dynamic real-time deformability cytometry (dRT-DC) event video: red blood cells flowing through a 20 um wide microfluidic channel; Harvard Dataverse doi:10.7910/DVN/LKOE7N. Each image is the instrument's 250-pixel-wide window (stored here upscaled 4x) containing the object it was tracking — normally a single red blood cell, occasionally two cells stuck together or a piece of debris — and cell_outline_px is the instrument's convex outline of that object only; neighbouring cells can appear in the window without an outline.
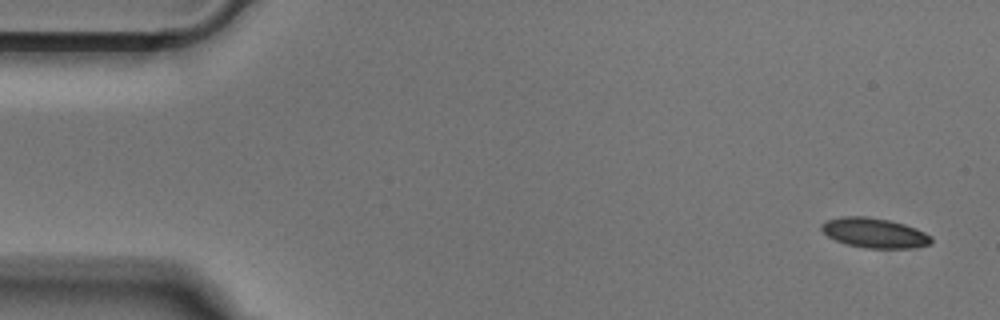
{"species": "Egyptian fruit bat (a non-hibernating species)", "species_latin": "Rousettus aegyptiacus", "temperature_condition": "cold", "stored_images_in_passage": 50, "camera_frame_rate_fps": 3000, "um_per_image_px": 0.085, "animal": {"sex": "male"}, "frame": {"image": 1, "passage_image": 1, "time_ms": 0.0, "image_size_px": [1000, 320], "cell_outline_px": [[932, 244], [908, 248], [864, 248], [848, 244], [836, 240], [828, 236], [820, 228], [820, 224], [824, 220], [840, 216], [864, 216], [888, 220], [904, 224], [916, 228], [932, 236]], "centroid_in_image_um": [74.3, 19.79], "position_along_channel_um": 10.7, "area_um2": 19.13}}
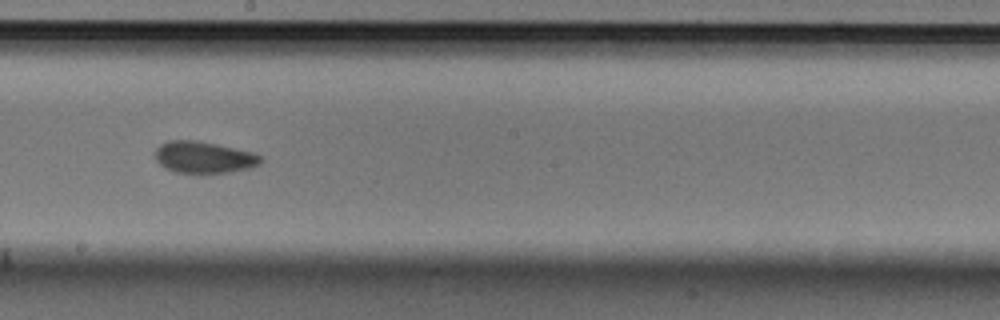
{"frame": {"image": 2, "passage_image": 27, "time_ms": 8.667, "image_size_px": [1000, 320], "cell_outline_px": [[264, 160], [260, 164], [248, 168], [228, 172], [200, 176], [176, 172], [164, 168], [156, 160], [156, 148], [160, 144], [168, 140], [196, 140], [216, 144], [252, 152], [264, 156]], "centroid_in_image_um": [17.33, 13.4], "position_along_channel_um": 230.9, "area_um2": 20.11}}
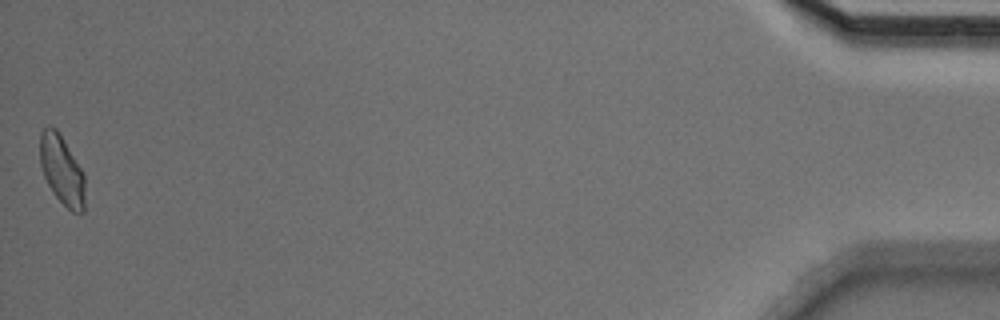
{"frame": {"image": 3, "passage_image": 50, "time_ms": 16.333, "image_size_px": [1000, 320], "cell_outline_px": [[84, 212], [72, 212], [52, 192], [44, 176], [40, 164], [40, 132], [48, 124], [56, 128], [84, 172]], "centroid_in_image_um": [5.25, 14.43], "position_along_channel_um": 430.0, "area_um2": 18.09}}